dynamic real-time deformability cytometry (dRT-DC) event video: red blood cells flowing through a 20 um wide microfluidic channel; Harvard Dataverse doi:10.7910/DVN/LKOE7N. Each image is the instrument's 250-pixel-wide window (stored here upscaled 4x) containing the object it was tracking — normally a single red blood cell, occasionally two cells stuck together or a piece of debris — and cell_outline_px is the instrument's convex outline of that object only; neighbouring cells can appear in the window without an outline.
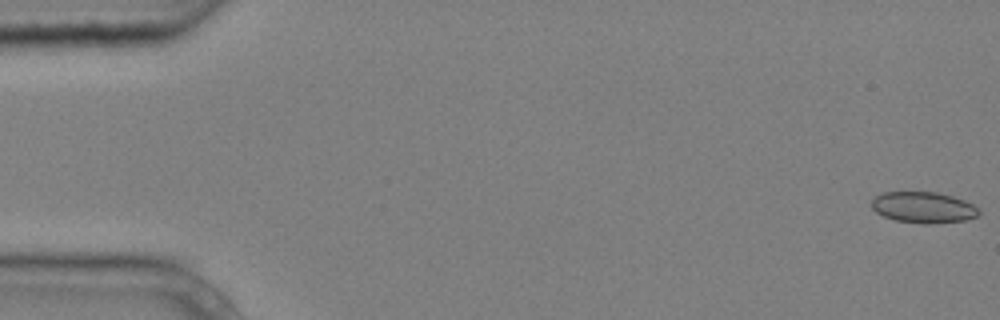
{"species": "common noctule bat (a hibernating species)", "species_latin": "Nyctalus noctula", "temperature_condition": "cold", "stored_images_in_passage": 6, "camera_frame_rate_fps": 3000, "um_per_image_px": 0.085, "animal": {"sex": "male", "body_mass_g": 20.4}, "frame": {"image": 1, "passage_image": 1, "time_ms": 0.0, "image_size_px": [1000, 320], "cell_outline_px": [[980, 212], [976, 216], [964, 220], [924, 224], [896, 220], [884, 216], [876, 212], [872, 208], [872, 200], [876, 196], [884, 192], [936, 192], [952, 196], [964, 200], [972, 204]], "centroid_in_image_um": [78.46, 17.62], "position_along_channel_um": 6.5, "area_um2": 19.13}}
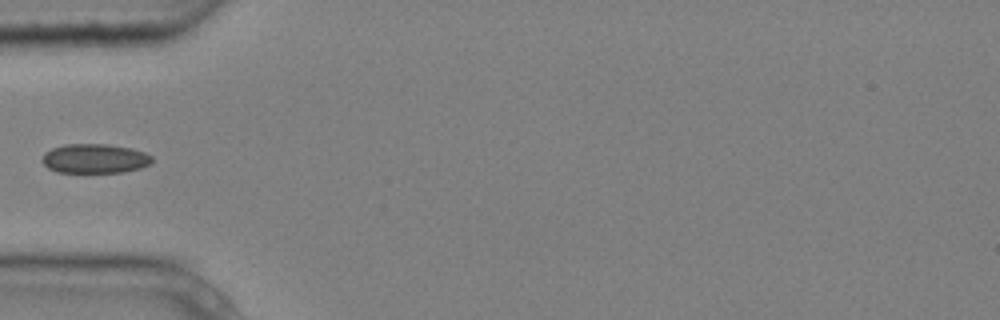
{"frame": {"image": 2, "passage_image": 5, "time_ms": 1.333, "image_size_px": [1000, 320], "cell_outline_px": [[152, 164], [140, 168], [120, 172], [56, 172], [48, 168], [40, 160], [44, 152], [52, 148], [64, 144], [108, 144], [132, 148], [144, 152], [152, 156]], "centroid_in_image_um": [8.04, 13.47], "position_along_channel_um": 77.0, "area_um2": 18.96}}
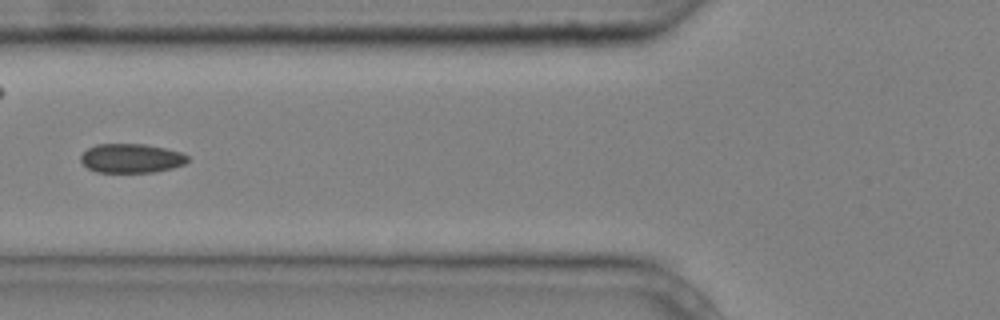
{"frame": {"image": 3, "passage_image": 6, "time_ms": 1.667, "image_size_px": [1000, 320], "cell_outline_px": [[188, 160], [184, 164], [172, 168], [156, 172], [96, 172], [88, 168], [80, 160], [80, 156], [88, 148], [96, 144], [144, 144], [184, 152], [188, 156]], "centroid_in_image_um": [11.17, 13.45], "position_along_channel_um": 114.6, "area_um2": 18.21}}